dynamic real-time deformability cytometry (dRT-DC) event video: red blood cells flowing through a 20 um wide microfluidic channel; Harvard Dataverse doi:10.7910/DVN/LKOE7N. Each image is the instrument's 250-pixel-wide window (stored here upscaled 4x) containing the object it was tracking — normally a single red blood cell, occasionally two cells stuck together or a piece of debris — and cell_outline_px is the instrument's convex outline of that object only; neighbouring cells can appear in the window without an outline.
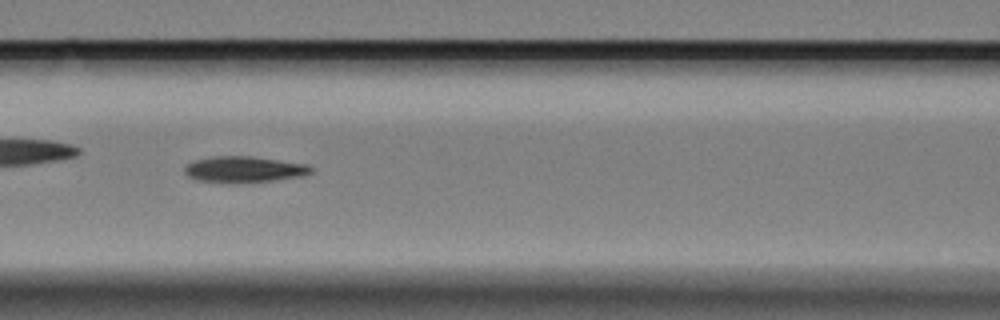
{"species": "Egyptian fruit bat (a non-hibernating species)", "species_latin": "Rousettus aegyptiacus", "temperature_condition": "cold", "stored_images_in_passage": 57, "camera_frame_rate_fps": 3000, "um_per_image_px": 0.085, "animal": {"sex": "female"}, "frame": {"image": 1, "passage_image": 25, "time_ms": 8.0, "image_size_px": [1000, 320], "cell_outline_px": [[312, 172], [304, 176], [272, 180], [200, 180], [188, 176], [184, 172], [184, 168], [188, 164], [196, 160], [212, 156], [248, 156], [308, 164], [312, 168]], "centroid_in_image_um": [20.8, 14.35], "position_along_channel_um": 145.8, "area_um2": 18.15}}